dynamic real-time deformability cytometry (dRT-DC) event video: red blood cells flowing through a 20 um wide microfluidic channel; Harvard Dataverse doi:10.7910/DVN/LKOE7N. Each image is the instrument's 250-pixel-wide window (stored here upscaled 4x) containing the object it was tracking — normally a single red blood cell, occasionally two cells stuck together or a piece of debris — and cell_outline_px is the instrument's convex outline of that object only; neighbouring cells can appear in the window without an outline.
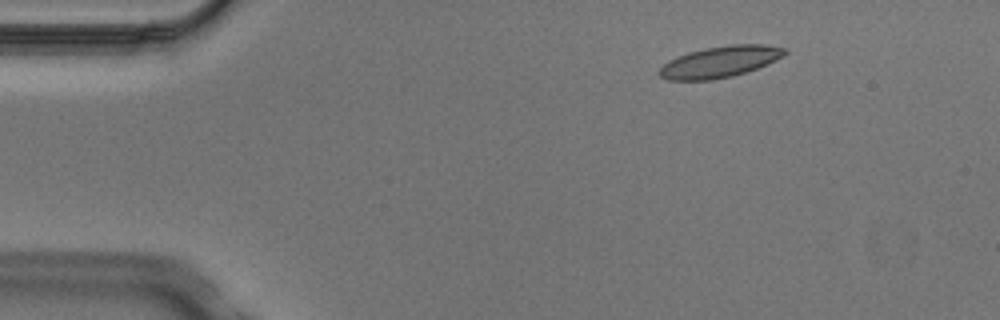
{"species": "Egyptian fruit bat (a non-hibernating species)", "species_latin": "Rousettus aegyptiacus", "temperature_condition": "cold", "stored_images_in_passage": 5, "camera_frame_rate_fps": 3000, "um_per_image_px": 0.085, "animal": {"sex": "male"}, "frame": {"image": 1, "passage_image": 2, "time_ms": 0.333, "image_size_px": [1000, 320], "cell_outline_px": [[788, 52], [756, 68], [732, 76], [712, 80], [668, 80], [660, 76], [656, 72], [668, 60], [676, 56], [688, 52], [704, 48], [732, 44], [764, 44], [788, 48]], "centroid_in_image_um": [61.13, 5.24], "position_along_channel_um": 23.9, "area_um2": 22.72}}